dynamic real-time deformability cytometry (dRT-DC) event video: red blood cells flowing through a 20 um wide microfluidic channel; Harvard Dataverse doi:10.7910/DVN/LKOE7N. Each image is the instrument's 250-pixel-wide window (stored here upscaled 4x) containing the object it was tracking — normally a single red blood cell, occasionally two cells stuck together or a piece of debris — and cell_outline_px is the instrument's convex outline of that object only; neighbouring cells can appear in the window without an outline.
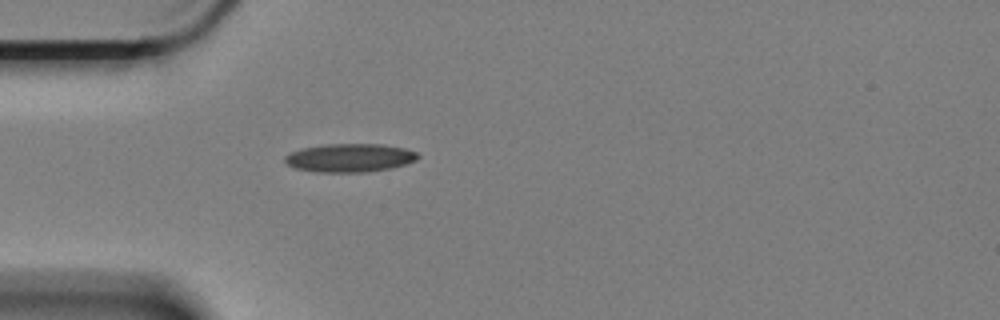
{"species": "Egyptian fruit bat (a non-hibernating species)", "species_latin": "Rousettus aegyptiacus", "temperature_condition": "cold", "stored_images_in_passage": 13, "camera_frame_rate_fps": 3000, "um_per_image_px": 0.085, "animal": {"sex": "female"}, "frame": {"image": 1, "passage_image": 1, "time_ms": 0.0, "image_size_px": [1000, 320], "cell_outline_px": [[420, 156], [416, 160], [404, 164], [388, 168], [360, 172], [316, 172], [296, 168], [288, 164], [284, 160], [284, 156], [292, 152], [304, 148], [324, 144], [380, 144], [404, 148], [416, 152]], "centroid_in_image_um": [29.71, 13.41], "position_along_channel_um": 55.3, "area_um2": 21.68}}
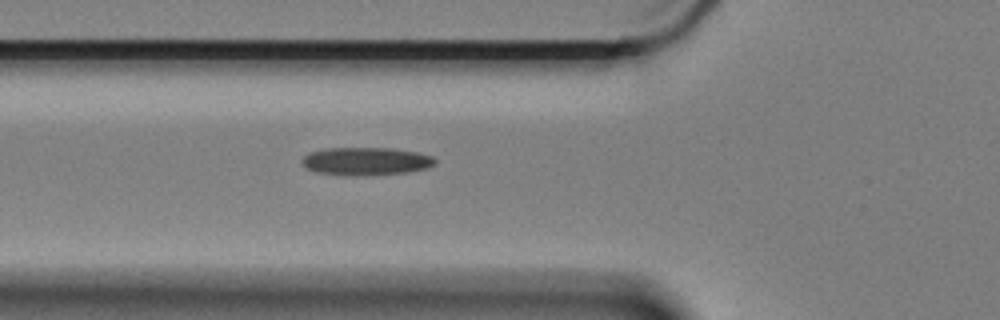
{"frame": {"image": 2, "passage_image": 5, "time_ms": 1.333, "image_size_px": [1000, 320], "cell_outline_px": [[436, 164], [428, 168], [408, 172], [364, 176], [352, 176], [316, 172], [308, 168], [304, 164], [304, 156], [312, 152], [324, 148], [392, 148], [416, 152], [432, 156], [436, 160]], "centroid_in_image_um": [31.17, 13.71], "position_along_channel_um": 94.6, "area_um2": 21.62}}